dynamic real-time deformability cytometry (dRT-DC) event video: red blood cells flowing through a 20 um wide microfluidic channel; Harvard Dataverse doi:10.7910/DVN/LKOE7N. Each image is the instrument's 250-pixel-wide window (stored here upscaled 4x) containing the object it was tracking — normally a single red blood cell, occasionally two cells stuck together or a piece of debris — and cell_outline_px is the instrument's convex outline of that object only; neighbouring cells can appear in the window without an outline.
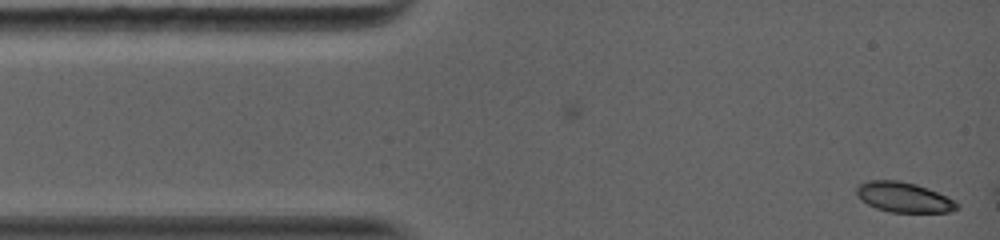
{"species": "common noctule bat (a hibernating species)", "species_latin": "Nyctalus noctula", "temperature_condition": "warm", "stored_images_in_passage": 3, "camera_frame_rate_fps": 5000, "um_per_image_px": 0.085, "animal": {"sex": "female", "body_mass_g": 19.0, "forearm_length_mm": 56.7}, "frame": {"image": 1, "passage_image": 1, "time_ms": 0.0, "image_size_px": [1000, 240], "cell_outline_px": [[960, 208], [948, 212], [888, 212], [876, 208], [860, 200], [856, 196], [856, 188], [860, 184], [868, 180], [900, 180], [916, 184], [928, 188], [960, 204]], "centroid_in_image_um": [76.78, 16.76], "position_along_channel_um": 8.2, "area_um2": 17.63}}